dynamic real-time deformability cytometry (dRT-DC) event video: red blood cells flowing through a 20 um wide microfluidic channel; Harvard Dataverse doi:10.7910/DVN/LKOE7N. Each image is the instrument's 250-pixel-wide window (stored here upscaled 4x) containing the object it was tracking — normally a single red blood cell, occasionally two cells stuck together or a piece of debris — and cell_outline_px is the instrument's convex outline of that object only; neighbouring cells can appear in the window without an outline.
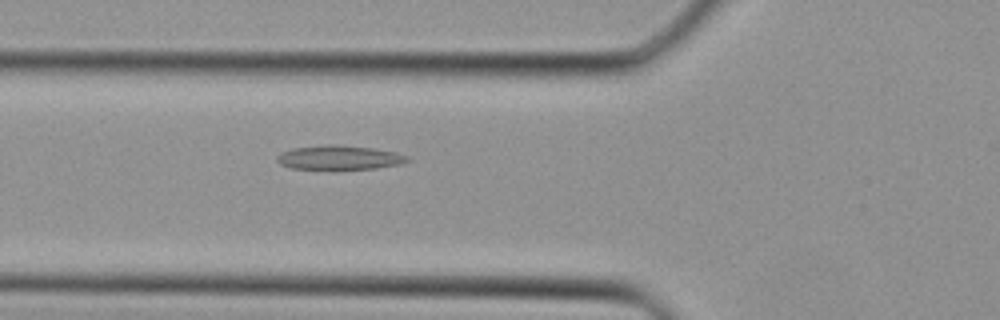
{"species": "Egyptian fruit bat (a non-hibernating species)", "species_latin": "Rousettus aegyptiacus", "temperature_condition": "cold", "stored_images_in_passage": 31, "camera_frame_rate_fps": 3000, "um_per_image_px": 0.085, "animal": {"sex": "female"}, "frame": {"image": 1, "passage_image": 7, "time_ms": 2.0, "image_size_px": [1000, 320], "cell_outline_px": [[412, 160], [400, 164], [376, 168], [332, 172], [292, 168], [280, 164], [276, 160], [276, 156], [280, 152], [292, 148], [328, 144], [332, 144], [372, 148], [396, 152], [408, 156]], "centroid_in_image_um": [28.81, 13.44], "position_along_channel_um": 97.0, "area_um2": 19.36}}
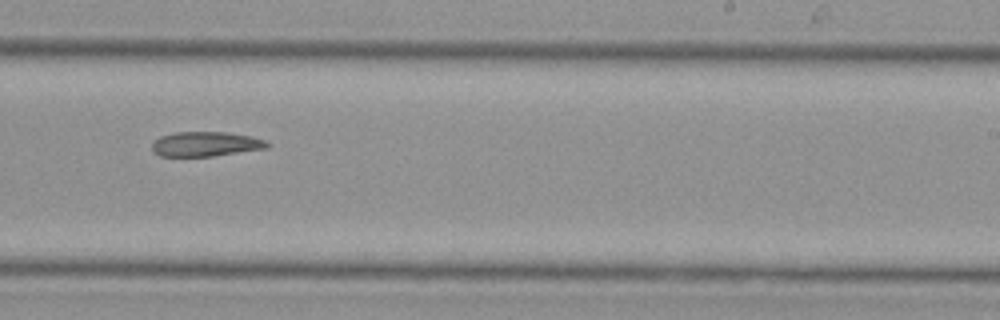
{"frame": {"image": 2, "passage_image": 17, "time_ms": 5.333, "image_size_px": [1000, 320], "cell_outline_px": [[272, 144], [268, 148], [212, 156], [160, 156], [152, 152], [152, 140], [160, 136], [176, 132], [228, 132], [252, 136], [264, 140]], "centroid_in_image_um": [17.47, 12.24], "position_along_channel_um": 271.5, "area_um2": 16.76}}
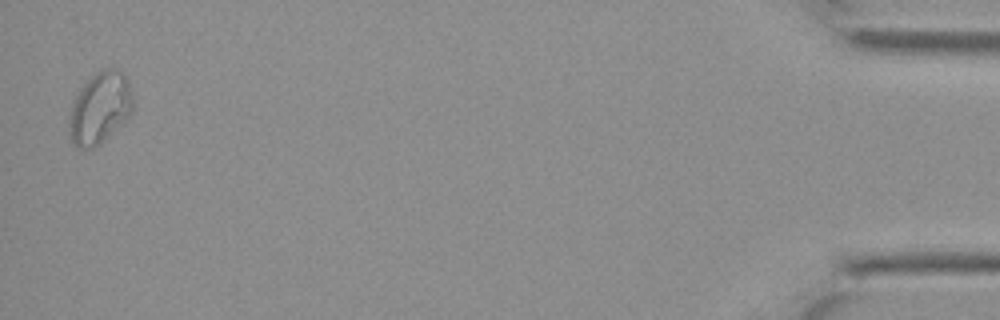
{"frame": {"image": 3, "passage_image": 31, "time_ms": 10.0, "image_size_px": [1000, 320], "cell_outline_px": [[132, 112], [100, 144], [92, 148], [76, 148], [72, 144], [68, 132], [68, 120], [72, 104], [76, 96], [84, 84], [96, 72], [104, 68], [116, 68], [128, 80], [132, 96]], "centroid_in_image_um": [8.45, 9.2], "position_along_channel_um": 426.7, "area_um2": 26.36}}